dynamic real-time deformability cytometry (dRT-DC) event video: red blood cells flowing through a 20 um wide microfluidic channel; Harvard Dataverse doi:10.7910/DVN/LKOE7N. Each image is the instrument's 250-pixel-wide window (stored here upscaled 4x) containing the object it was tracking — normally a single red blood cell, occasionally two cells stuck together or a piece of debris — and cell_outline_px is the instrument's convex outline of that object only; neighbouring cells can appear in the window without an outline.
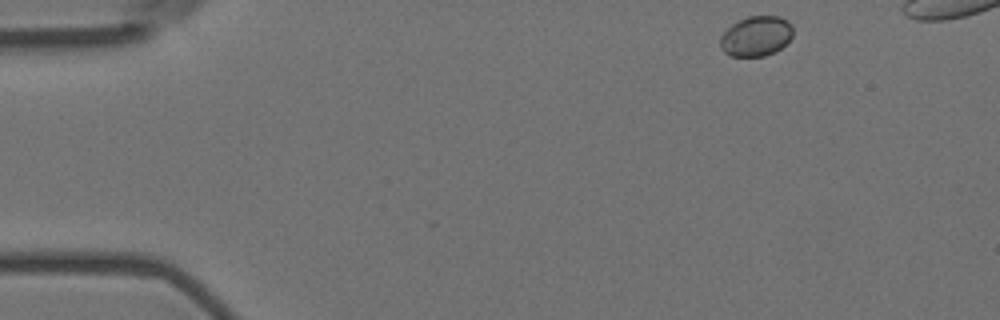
{"species": "Egyptian fruit bat (a non-hibernating species)", "species_latin": "Rousettus aegyptiacus", "temperature_condition": "room temperature", "stored_images_in_passage": 2, "camera_frame_rate_fps": 3000, "um_per_image_px": 0.085, "animal": {"sex": "female"}, "frame": {"image": 1, "passage_image": 1, "time_ms": 0.0, "image_size_px": [1000, 320], "cell_outline_px": [[792, 36], [780, 48], [764, 56], [732, 56], [724, 52], [720, 48], [720, 36], [732, 24], [748, 16], [780, 16], [792, 24]], "centroid_in_image_um": [64.25, 3.06], "position_along_channel_um": 20.7, "area_um2": 16.82}}